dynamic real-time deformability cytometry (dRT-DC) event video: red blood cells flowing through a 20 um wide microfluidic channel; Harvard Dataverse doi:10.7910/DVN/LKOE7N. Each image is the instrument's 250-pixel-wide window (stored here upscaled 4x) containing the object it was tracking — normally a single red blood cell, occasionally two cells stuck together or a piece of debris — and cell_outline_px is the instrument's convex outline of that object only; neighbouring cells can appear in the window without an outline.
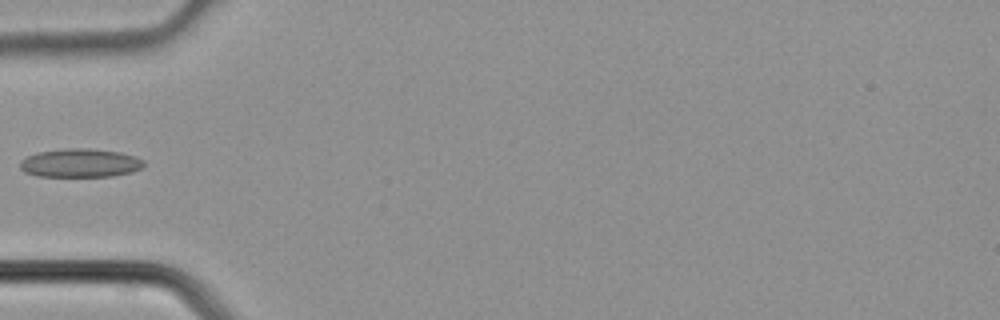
{"species": "common noctule bat (a hibernating species)", "species_latin": "Nyctalus noctula", "temperature_condition": "cold", "stored_images_in_passage": 3, "camera_frame_rate_fps": 3000, "um_per_image_px": 0.085, "animal": {"sex": "male", "body_mass_g": 21.5, "forearm_length_mm": 52.0}, "frame": {"image": 1, "passage_image": 3, "time_ms": 0.667, "image_size_px": [1000, 320], "cell_outline_px": [[144, 168], [132, 172], [112, 176], [36, 176], [24, 172], [20, 168], [20, 160], [36, 152], [64, 148], [88, 148], [120, 152], [144, 160]], "centroid_in_image_um": [6.8, 13.85], "position_along_channel_um": 78.2, "area_um2": 20.75}}